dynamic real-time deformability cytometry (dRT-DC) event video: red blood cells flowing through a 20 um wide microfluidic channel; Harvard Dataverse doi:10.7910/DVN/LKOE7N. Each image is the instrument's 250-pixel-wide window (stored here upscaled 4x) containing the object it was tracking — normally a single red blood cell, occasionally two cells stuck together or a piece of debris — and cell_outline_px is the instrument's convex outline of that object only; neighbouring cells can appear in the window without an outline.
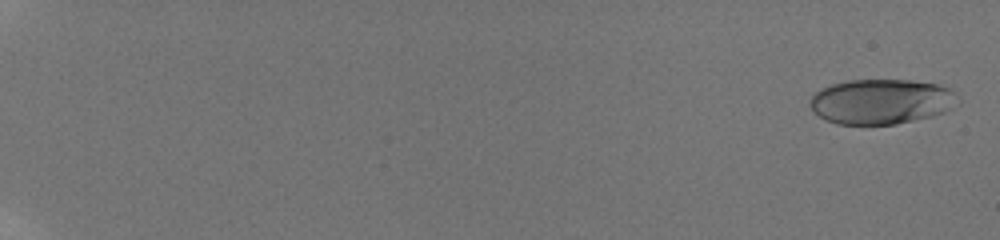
{"species": "human", "species_latin": "Homo sapiens", "temperature_condition": "room temperature", "stored_images_in_passage": 27, "camera_frame_rate_fps": 3000, "um_per_image_px": 0.085, "donor": {"sex": "male"}, "frame": {"image": 1, "passage_image": 2, "time_ms": 0.333, "image_size_px": [1000, 240], "cell_outline_px": [[960, 104], [944, 112], [932, 116], [896, 124], [836, 124], [820, 116], [808, 104], [808, 100], [820, 88], [832, 84], [848, 80], [912, 80], [936, 84], [948, 88], [956, 92], [960, 100]], "centroid_in_image_um": [74.94, 8.62], "position_along_channel_um": 10.1, "area_um2": 39.02}}
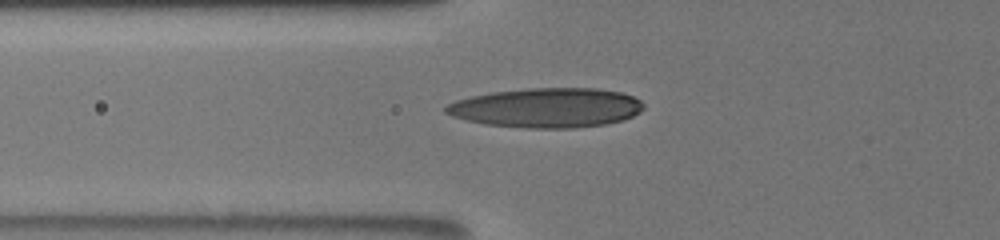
{"frame": {"image": 2, "passage_image": 21, "time_ms": 8.333, "image_size_px": [1000, 240], "cell_outline_px": [[644, 108], [640, 112], [624, 120], [604, 124], [572, 128], [524, 128], [488, 124], [468, 120], [452, 116], [444, 112], [444, 108], [448, 104], [456, 100], [472, 96], [492, 92], [524, 88], [596, 88], [620, 92], [632, 96], [640, 100], [644, 104]], "centroid_in_image_um": [46.48, 9.15], "position_along_channel_um": 79.3, "area_um2": 45.55}}
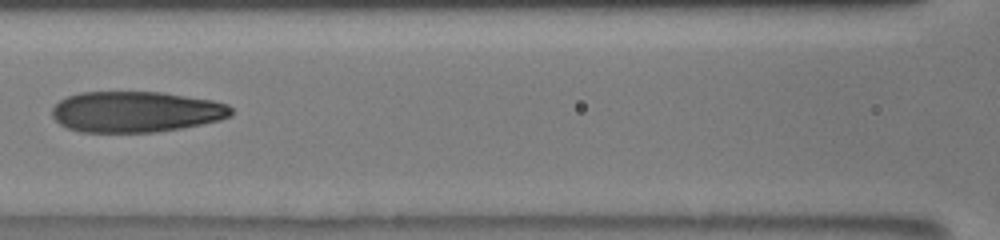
{"frame": {"image": 3, "passage_image": 25, "time_ms": 10.333, "image_size_px": [1000, 240], "cell_outline_px": [[232, 116], [220, 120], [180, 128], [152, 132], [80, 132], [68, 128], [60, 124], [52, 116], [52, 108], [60, 100], [68, 96], [80, 92], [160, 92], [212, 100], [228, 104], [232, 108]], "centroid_in_image_um": [11.55, 9.5], "position_along_channel_um": 155.1, "area_um2": 42.6}}